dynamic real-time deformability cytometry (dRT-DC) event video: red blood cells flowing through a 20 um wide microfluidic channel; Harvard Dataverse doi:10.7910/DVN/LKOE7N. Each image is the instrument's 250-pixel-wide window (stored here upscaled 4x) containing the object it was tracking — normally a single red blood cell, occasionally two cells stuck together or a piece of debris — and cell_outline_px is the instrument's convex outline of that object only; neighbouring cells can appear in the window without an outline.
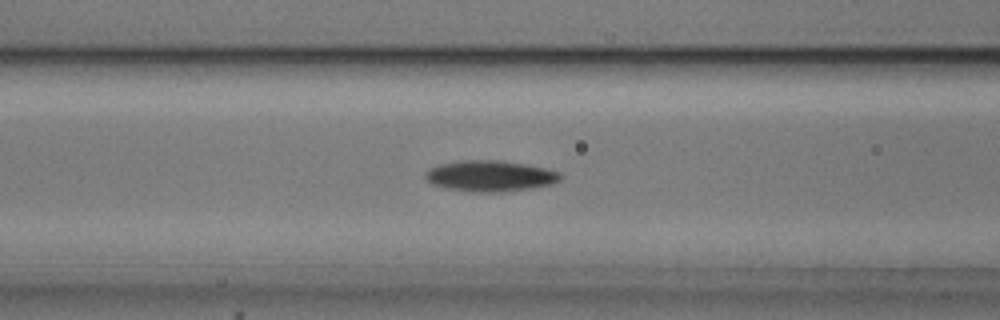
{"species": "common noctule bat (a hibernating species)", "species_latin": "Nyctalus noctula", "temperature_condition": "cold", "stored_images_in_passage": 54, "camera_frame_rate_fps": 3000, "um_per_image_px": 0.085, "animal": {"sex": "male", "body_mass_g": 20.5, "forearm_length_mm": 52.5}, "frame": {"image": 1, "passage_image": 21, "time_ms": 6.667, "image_size_px": [1000, 320], "cell_outline_px": [[564, 176], [560, 180], [552, 184], [532, 188], [504, 192], [472, 192], [444, 188], [432, 184], [424, 176], [424, 172], [428, 168], [440, 164], [460, 160], [500, 160], [548, 168], [560, 172]], "centroid_in_image_um": [41.67, 14.96], "position_along_channel_um": 124.9, "area_um2": 24.74}}
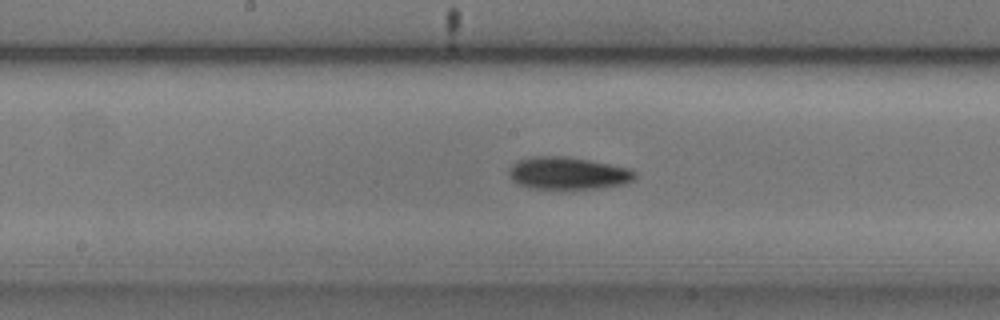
{"frame": {"image": 2, "passage_image": 27, "time_ms": 8.667, "image_size_px": [1000, 320], "cell_outline_px": [[636, 176], [632, 180], [624, 184], [600, 188], [564, 192], [528, 188], [516, 184], [512, 180], [508, 172], [508, 168], [516, 160], [532, 156], [564, 156], [588, 160], [628, 168], [636, 172]], "centroid_in_image_um": [48.2, 14.78], "position_along_channel_um": 200.0, "area_um2": 24.8}}
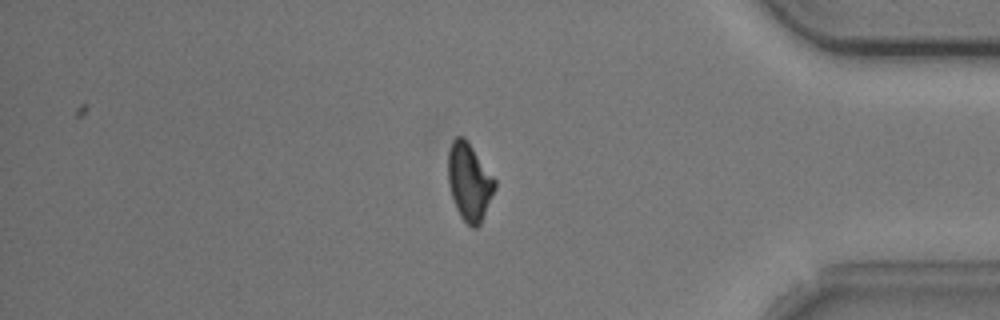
{"frame": {"image": 3, "passage_image": 45, "time_ms": 14.667, "image_size_px": [1000, 320], "cell_outline_px": [[496, 188], [480, 224], [476, 228], [472, 228], [460, 216], [456, 208], [448, 184], [448, 148], [452, 140], [456, 136], [464, 136], [496, 180]], "centroid_in_image_um": [39.88, 15.44], "position_along_channel_um": 395.3, "area_um2": 21.1}, "authors_computed_cell_mechanics": {"area_um2": 22.1374, "velocity_mm_per_s": 3.7339, "shape_relaxation_time_tau1_ms": 3.2086, "shape_relaxation_time_tau2_ms": null, "deformation_change_tau1": 0.127, "deformation_change_tau2": null}}